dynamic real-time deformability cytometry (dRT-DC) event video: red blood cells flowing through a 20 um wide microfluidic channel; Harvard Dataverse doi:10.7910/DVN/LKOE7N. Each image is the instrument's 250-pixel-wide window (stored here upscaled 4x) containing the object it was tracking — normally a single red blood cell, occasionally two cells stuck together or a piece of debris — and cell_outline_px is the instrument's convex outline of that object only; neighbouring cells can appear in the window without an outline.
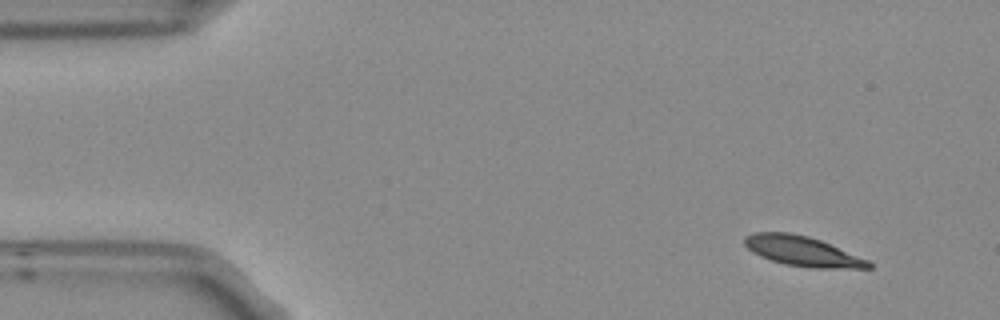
{"species": "Egyptian fruit bat (a non-hibernating species)", "species_latin": "Rousettus aegyptiacus", "temperature_condition": "room temperature", "stored_images_in_passage": 5, "camera_frame_rate_fps": 3000, "um_per_image_px": 0.085, "frame": {"image": 1, "passage_image": 1, "time_ms": 0.0, "image_size_px": [1000, 320], "cell_outline_px": [[872, 268], [812, 268], [784, 264], [760, 256], [752, 252], [744, 244], [744, 236], [756, 232], [788, 232], [808, 236], [820, 240], [868, 260], [872, 264]], "centroid_in_image_um": [68.18, 21.35], "position_along_channel_um": 16.8, "area_um2": 21.44}}
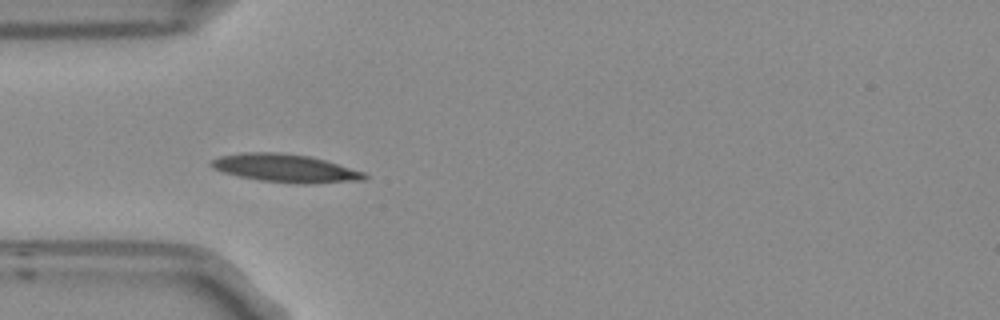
{"frame": {"image": 2, "passage_image": 4, "time_ms": 1.0, "image_size_px": [1000, 320], "cell_outline_px": [[368, 176], [364, 180], [312, 184], [300, 184], [260, 180], [240, 176], [224, 172], [212, 168], [208, 164], [212, 160], [220, 156], [244, 152], [276, 152], [312, 156], [364, 172]], "centroid_in_image_um": [24.27, 14.3], "position_along_channel_um": 60.7, "area_um2": 25.09}}